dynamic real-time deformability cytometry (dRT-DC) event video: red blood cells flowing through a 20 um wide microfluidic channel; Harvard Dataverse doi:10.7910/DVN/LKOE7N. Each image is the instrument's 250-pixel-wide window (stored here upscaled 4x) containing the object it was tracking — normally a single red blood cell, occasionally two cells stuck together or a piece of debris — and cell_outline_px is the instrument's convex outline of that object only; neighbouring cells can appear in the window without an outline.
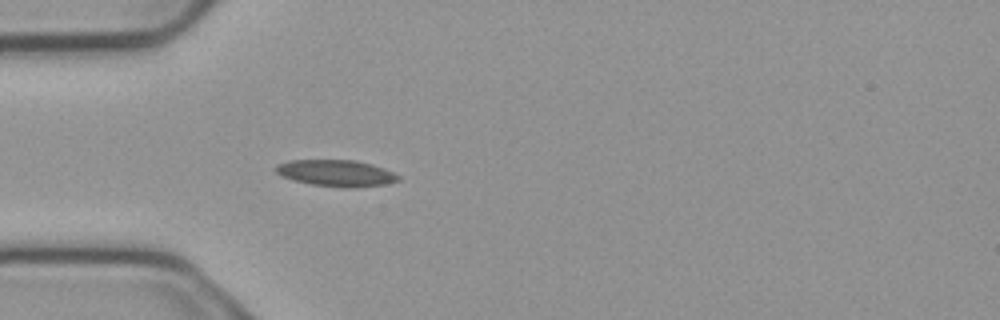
{"species": "common noctule bat (a hibernating species)", "species_latin": "Nyctalus noctula", "temperature_condition": "cold", "stored_images_in_passage": 4, "camera_frame_rate_fps": 3000, "um_per_image_px": 0.085, "animal": {"sex": "male", "body_mass_g": 23.1, "forearm_length_mm": 52.7}, "frame": {"image": 1, "passage_image": 4, "time_ms": 1.0, "image_size_px": [1000, 320], "cell_outline_px": [[400, 180], [384, 184], [356, 188], [344, 188], [312, 184], [292, 180], [280, 176], [276, 172], [276, 164], [288, 160], [356, 160], [372, 164], [384, 168], [400, 176]], "centroid_in_image_um": [28.56, 14.71], "position_along_channel_um": 56.4, "area_um2": 19.07}}